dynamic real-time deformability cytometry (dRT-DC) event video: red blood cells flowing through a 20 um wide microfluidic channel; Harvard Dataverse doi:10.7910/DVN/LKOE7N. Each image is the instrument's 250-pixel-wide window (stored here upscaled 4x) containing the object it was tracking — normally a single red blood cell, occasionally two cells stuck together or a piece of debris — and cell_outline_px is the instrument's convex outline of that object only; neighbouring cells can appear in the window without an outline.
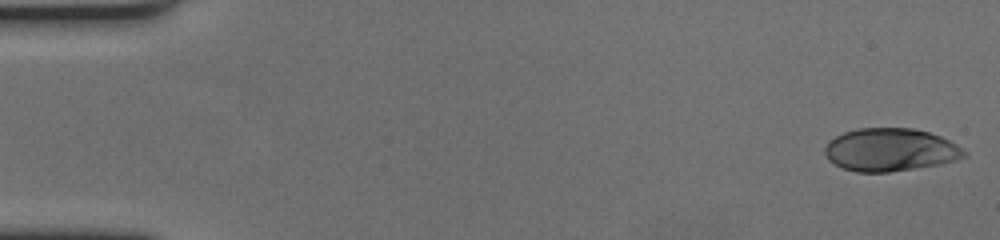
{"species": "human", "species_latin": "Homo sapiens", "temperature_condition": "cold", "stored_images_in_passage": 60, "camera_frame_rate_fps": 3000, "um_per_image_px": 0.085, "donor": {"sex": "female"}, "frame": {"image": 1, "passage_image": 1, "time_ms": 0.0, "image_size_px": [1000, 240], "cell_outline_px": [[968, 156], [956, 160], [940, 164], [888, 172], [856, 172], [840, 168], [828, 160], [824, 152], [824, 148], [828, 140], [844, 132], [860, 128], [912, 128], [928, 132], [940, 136], [956, 144], [968, 152]], "centroid_in_image_um": [75.65, 12.74], "position_along_channel_um": 9.3, "area_um2": 35.03}}
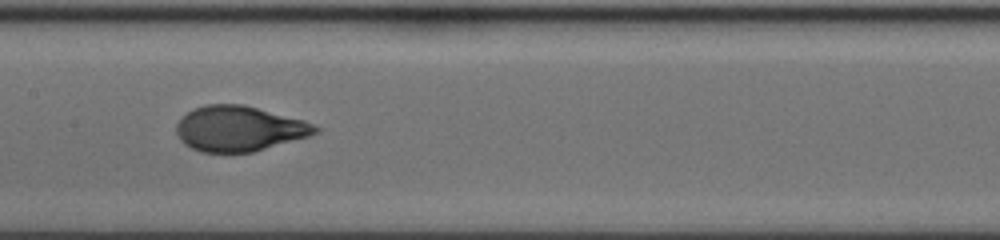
{"frame": {"image": 2, "passage_image": 30, "time_ms": 9.667, "image_size_px": [1000, 240], "cell_outline_px": [[320, 132], [308, 136], [252, 152], [200, 152], [184, 144], [180, 140], [176, 132], [176, 124], [180, 116], [192, 108], [204, 104], [244, 104], [304, 120], [320, 128]], "centroid_in_image_um": [20.28, 10.92], "position_along_channel_um": 187.1, "area_um2": 36.82}}
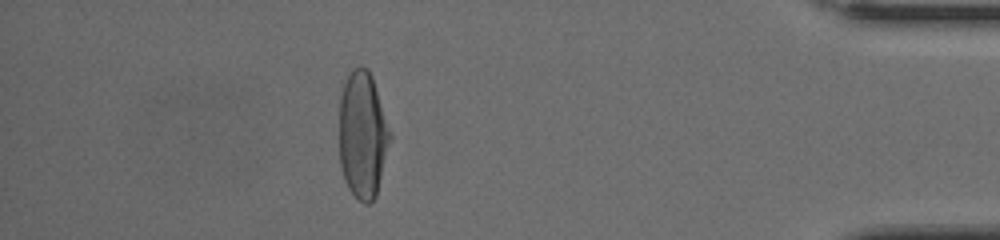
{"frame": {"image": 3, "passage_image": 53, "time_ms": 17.333, "image_size_px": [1000, 240], "cell_outline_px": [[392, 136], [376, 196], [368, 204], [364, 204], [348, 188], [344, 180], [340, 168], [340, 96], [344, 80], [352, 68], [360, 64], [368, 68], [372, 76]], "centroid_in_image_um": [30.82, 11.43], "position_along_channel_um": 404.4, "area_um2": 37.8}, "authors_computed_cell_mechanics": {"area_um2": 36.8764, "velocity_mm_per_s": 3.4352, "shape_relaxation_time_tau1_ms": 4.4379, "shape_relaxation_time_tau2_ms": null, "deformation_change_tau1": 0.2188, "deformation_change_tau2": null}}